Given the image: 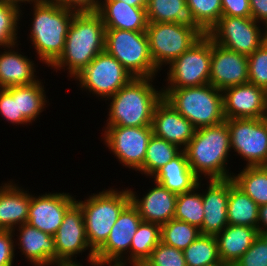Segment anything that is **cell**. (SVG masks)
I'll list each match as a JSON object with an SVG mask.
<instances>
[{
	"instance_id": "cell-39",
	"label": "cell",
	"mask_w": 267,
	"mask_h": 266,
	"mask_svg": "<svg viewBox=\"0 0 267 266\" xmlns=\"http://www.w3.org/2000/svg\"><path fill=\"white\" fill-rule=\"evenodd\" d=\"M248 82L267 89V44L263 42L248 56Z\"/></svg>"
},
{
	"instance_id": "cell-48",
	"label": "cell",
	"mask_w": 267,
	"mask_h": 266,
	"mask_svg": "<svg viewBox=\"0 0 267 266\" xmlns=\"http://www.w3.org/2000/svg\"><path fill=\"white\" fill-rule=\"evenodd\" d=\"M134 7H147L148 0H120Z\"/></svg>"
},
{
	"instance_id": "cell-16",
	"label": "cell",
	"mask_w": 267,
	"mask_h": 266,
	"mask_svg": "<svg viewBox=\"0 0 267 266\" xmlns=\"http://www.w3.org/2000/svg\"><path fill=\"white\" fill-rule=\"evenodd\" d=\"M222 95L225 119L267 117L265 90L252 83L226 88Z\"/></svg>"
},
{
	"instance_id": "cell-46",
	"label": "cell",
	"mask_w": 267,
	"mask_h": 266,
	"mask_svg": "<svg viewBox=\"0 0 267 266\" xmlns=\"http://www.w3.org/2000/svg\"><path fill=\"white\" fill-rule=\"evenodd\" d=\"M251 17L258 23H267V0H249Z\"/></svg>"
},
{
	"instance_id": "cell-22",
	"label": "cell",
	"mask_w": 267,
	"mask_h": 266,
	"mask_svg": "<svg viewBox=\"0 0 267 266\" xmlns=\"http://www.w3.org/2000/svg\"><path fill=\"white\" fill-rule=\"evenodd\" d=\"M97 13L105 28L146 31L148 27L146 7H134L120 0H104Z\"/></svg>"
},
{
	"instance_id": "cell-2",
	"label": "cell",
	"mask_w": 267,
	"mask_h": 266,
	"mask_svg": "<svg viewBox=\"0 0 267 266\" xmlns=\"http://www.w3.org/2000/svg\"><path fill=\"white\" fill-rule=\"evenodd\" d=\"M155 77H134L113 96L106 126L144 127L151 126L154 110L163 98L152 82Z\"/></svg>"
},
{
	"instance_id": "cell-26",
	"label": "cell",
	"mask_w": 267,
	"mask_h": 266,
	"mask_svg": "<svg viewBox=\"0 0 267 266\" xmlns=\"http://www.w3.org/2000/svg\"><path fill=\"white\" fill-rule=\"evenodd\" d=\"M258 233L255 227L227 225L215 236L220 260L234 266L253 244Z\"/></svg>"
},
{
	"instance_id": "cell-40",
	"label": "cell",
	"mask_w": 267,
	"mask_h": 266,
	"mask_svg": "<svg viewBox=\"0 0 267 266\" xmlns=\"http://www.w3.org/2000/svg\"><path fill=\"white\" fill-rule=\"evenodd\" d=\"M142 266H186L182 250L160 242Z\"/></svg>"
},
{
	"instance_id": "cell-15",
	"label": "cell",
	"mask_w": 267,
	"mask_h": 266,
	"mask_svg": "<svg viewBox=\"0 0 267 266\" xmlns=\"http://www.w3.org/2000/svg\"><path fill=\"white\" fill-rule=\"evenodd\" d=\"M142 221L138 210L130 202L117 218L106 242L95 252V259L108 266L128 265L133 236Z\"/></svg>"
},
{
	"instance_id": "cell-20",
	"label": "cell",
	"mask_w": 267,
	"mask_h": 266,
	"mask_svg": "<svg viewBox=\"0 0 267 266\" xmlns=\"http://www.w3.org/2000/svg\"><path fill=\"white\" fill-rule=\"evenodd\" d=\"M154 183L155 187L149 189L143 198L138 197V194L131 189L128 191L131 203L138 210L141 219L162 225L174 219L177 194L170 192L156 181Z\"/></svg>"
},
{
	"instance_id": "cell-42",
	"label": "cell",
	"mask_w": 267,
	"mask_h": 266,
	"mask_svg": "<svg viewBox=\"0 0 267 266\" xmlns=\"http://www.w3.org/2000/svg\"><path fill=\"white\" fill-rule=\"evenodd\" d=\"M234 266H267V245L258 236Z\"/></svg>"
},
{
	"instance_id": "cell-3",
	"label": "cell",
	"mask_w": 267,
	"mask_h": 266,
	"mask_svg": "<svg viewBox=\"0 0 267 266\" xmlns=\"http://www.w3.org/2000/svg\"><path fill=\"white\" fill-rule=\"evenodd\" d=\"M184 151L190 168L199 179L204 175L209 180H225L234 174L226 169L231 151L226 120L218 125L196 129Z\"/></svg>"
},
{
	"instance_id": "cell-5",
	"label": "cell",
	"mask_w": 267,
	"mask_h": 266,
	"mask_svg": "<svg viewBox=\"0 0 267 266\" xmlns=\"http://www.w3.org/2000/svg\"><path fill=\"white\" fill-rule=\"evenodd\" d=\"M163 98L196 129L218 125L226 119L220 89L206 84L185 88H162Z\"/></svg>"
},
{
	"instance_id": "cell-49",
	"label": "cell",
	"mask_w": 267,
	"mask_h": 266,
	"mask_svg": "<svg viewBox=\"0 0 267 266\" xmlns=\"http://www.w3.org/2000/svg\"><path fill=\"white\" fill-rule=\"evenodd\" d=\"M36 0H0V3H8L14 6H17L18 8H20V6H22L23 4L21 3H33ZM20 4V5H19Z\"/></svg>"
},
{
	"instance_id": "cell-14",
	"label": "cell",
	"mask_w": 267,
	"mask_h": 266,
	"mask_svg": "<svg viewBox=\"0 0 267 266\" xmlns=\"http://www.w3.org/2000/svg\"><path fill=\"white\" fill-rule=\"evenodd\" d=\"M56 262H73L76 254L90 250L88 263L92 266H104L95 259V252L90 248L86 235L81 207L75 202L65 213L63 222L54 235Z\"/></svg>"
},
{
	"instance_id": "cell-19",
	"label": "cell",
	"mask_w": 267,
	"mask_h": 266,
	"mask_svg": "<svg viewBox=\"0 0 267 266\" xmlns=\"http://www.w3.org/2000/svg\"><path fill=\"white\" fill-rule=\"evenodd\" d=\"M155 136L184 150L193 138L196 128L164 98L157 104L151 123Z\"/></svg>"
},
{
	"instance_id": "cell-4",
	"label": "cell",
	"mask_w": 267,
	"mask_h": 266,
	"mask_svg": "<svg viewBox=\"0 0 267 266\" xmlns=\"http://www.w3.org/2000/svg\"><path fill=\"white\" fill-rule=\"evenodd\" d=\"M32 4L31 44L40 61L50 67L63 53L69 26L77 12L53 0H36Z\"/></svg>"
},
{
	"instance_id": "cell-21",
	"label": "cell",
	"mask_w": 267,
	"mask_h": 266,
	"mask_svg": "<svg viewBox=\"0 0 267 266\" xmlns=\"http://www.w3.org/2000/svg\"><path fill=\"white\" fill-rule=\"evenodd\" d=\"M207 183L208 190L202 194L204 219L200 233L216 236L228 225L229 179L209 180Z\"/></svg>"
},
{
	"instance_id": "cell-23",
	"label": "cell",
	"mask_w": 267,
	"mask_h": 266,
	"mask_svg": "<svg viewBox=\"0 0 267 266\" xmlns=\"http://www.w3.org/2000/svg\"><path fill=\"white\" fill-rule=\"evenodd\" d=\"M19 242L16 244L25 259L33 266H49L56 262L54 236L31 226L28 223L20 225Z\"/></svg>"
},
{
	"instance_id": "cell-25",
	"label": "cell",
	"mask_w": 267,
	"mask_h": 266,
	"mask_svg": "<svg viewBox=\"0 0 267 266\" xmlns=\"http://www.w3.org/2000/svg\"><path fill=\"white\" fill-rule=\"evenodd\" d=\"M152 178L177 195L193 190L201 180L190 168L184 150L158 169Z\"/></svg>"
},
{
	"instance_id": "cell-47",
	"label": "cell",
	"mask_w": 267,
	"mask_h": 266,
	"mask_svg": "<svg viewBox=\"0 0 267 266\" xmlns=\"http://www.w3.org/2000/svg\"><path fill=\"white\" fill-rule=\"evenodd\" d=\"M258 232L267 231V204L259 206Z\"/></svg>"
},
{
	"instance_id": "cell-37",
	"label": "cell",
	"mask_w": 267,
	"mask_h": 266,
	"mask_svg": "<svg viewBox=\"0 0 267 266\" xmlns=\"http://www.w3.org/2000/svg\"><path fill=\"white\" fill-rule=\"evenodd\" d=\"M21 8L17 6L0 3V47L7 48L17 44V35ZM21 15V16H20ZM18 27V28H17Z\"/></svg>"
},
{
	"instance_id": "cell-52",
	"label": "cell",
	"mask_w": 267,
	"mask_h": 266,
	"mask_svg": "<svg viewBox=\"0 0 267 266\" xmlns=\"http://www.w3.org/2000/svg\"><path fill=\"white\" fill-rule=\"evenodd\" d=\"M258 236L265 242V244L267 245V231L265 232H259Z\"/></svg>"
},
{
	"instance_id": "cell-44",
	"label": "cell",
	"mask_w": 267,
	"mask_h": 266,
	"mask_svg": "<svg viewBox=\"0 0 267 266\" xmlns=\"http://www.w3.org/2000/svg\"><path fill=\"white\" fill-rule=\"evenodd\" d=\"M222 15L251 17L249 0H221Z\"/></svg>"
},
{
	"instance_id": "cell-18",
	"label": "cell",
	"mask_w": 267,
	"mask_h": 266,
	"mask_svg": "<svg viewBox=\"0 0 267 266\" xmlns=\"http://www.w3.org/2000/svg\"><path fill=\"white\" fill-rule=\"evenodd\" d=\"M210 84L221 91L248 82V57L212 41Z\"/></svg>"
},
{
	"instance_id": "cell-30",
	"label": "cell",
	"mask_w": 267,
	"mask_h": 266,
	"mask_svg": "<svg viewBox=\"0 0 267 266\" xmlns=\"http://www.w3.org/2000/svg\"><path fill=\"white\" fill-rule=\"evenodd\" d=\"M160 242L161 225L142 221L133 236L128 263L132 266H142Z\"/></svg>"
},
{
	"instance_id": "cell-10",
	"label": "cell",
	"mask_w": 267,
	"mask_h": 266,
	"mask_svg": "<svg viewBox=\"0 0 267 266\" xmlns=\"http://www.w3.org/2000/svg\"><path fill=\"white\" fill-rule=\"evenodd\" d=\"M133 78L117 59L103 51L79 72L74 80L80 82L81 89L106 100Z\"/></svg>"
},
{
	"instance_id": "cell-7",
	"label": "cell",
	"mask_w": 267,
	"mask_h": 266,
	"mask_svg": "<svg viewBox=\"0 0 267 266\" xmlns=\"http://www.w3.org/2000/svg\"><path fill=\"white\" fill-rule=\"evenodd\" d=\"M105 51L133 77H155L159 71L149 52L145 31L105 28Z\"/></svg>"
},
{
	"instance_id": "cell-9",
	"label": "cell",
	"mask_w": 267,
	"mask_h": 266,
	"mask_svg": "<svg viewBox=\"0 0 267 266\" xmlns=\"http://www.w3.org/2000/svg\"><path fill=\"white\" fill-rule=\"evenodd\" d=\"M212 40L206 35L169 65L167 86L185 88L210 83Z\"/></svg>"
},
{
	"instance_id": "cell-50",
	"label": "cell",
	"mask_w": 267,
	"mask_h": 266,
	"mask_svg": "<svg viewBox=\"0 0 267 266\" xmlns=\"http://www.w3.org/2000/svg\"><path fill=\"white\" fill-rule=\"evenodd\" d=\"M52 265L54 266H83L82 264L80 265V262L77 263V261L73 262H54Z\"/></svg>"
},
{
	"instance_id": "cell-27",
	"label": "cell",
	"mask_w": 267,
	"mask_h": 266,
	"mask_svg": "<svg viewBox=\"0 0 267 266\" xmlns=\"http://www.w3.org/2000/svg\"><path fill=\"white\" fill-rule=\"evenodd\" d=\"M148 23H177L195 29L202 37L207 32L196 22L186 0H148Z\"/></svg>"
},
{
	"instance_id": "cell-38",
	"label": "cell",
	"mask_w": 267,
	"mask_h": 266,
	"mask_svg": "<svg viewBox=\"0 0 267 266\" xmlns=\"http://www.w3.org/2000/svg\"><path fill=\"white\" fill-rule=\"evenodd\" d=\"M196 22L208 33L222 16L221 0H186Z\"/></svg>"
},
{
	"instance_id": "cell-43",
	"label": "cell",
	"mask_w": 267,
	"mask_h": 266,
	"mask_svg": "<svg viewBox=\"0 0 267 266\" xmlns=\"http://www.w3.org/2000/svg\"><path fill=\"white\" fill-rule=\"evenodd\" d=\"M13 231L0 230V266H13L16 245L13 241Z\"/></svg>"
},
{
	"instance_id": "cell-12",
	"label": "cell",
	"mask_w": 267,
	"mask_h": 266,
	"mask_svg": "<svg viewBox=\"0 0 267 266\" xmlns=\"http://www.w3.org/2000/svg\"><path fill=\"white\" fill-rule=\"evenodd\" d=\"M230 147L247 161L246 166H267V117L226 119Z\"/></svg>"
},
{
	"instance_id": "cell-32",
	"label": "cell",
	"mask_w": 267,
	"mask_h": 266,
	"mask_svg": "<svg viewBox=\"0 0 267 266\" xmlns=\"http://www.w3.org/2000/svg\"><path fill=\"white\" fill-rule=\"evenodd\" d=\"M181 151L182 149L177 145L153 134L147 145L144 163L137 171L151 178L158 169L166 165Z\"/></svg>"
},
{
	"instance_id": "cell-24",
	"label": "cell",
	"mask_w": 267,
	"mask_h": 266,
	"mask_svg": "<svg viewBox=\"0 0 267 266\" xmlns=\"http://www.w3.org/2000/svg\"><path fill=\"white\" fill-rule=\"evenodd\" d=\"M4 184V185H3ZM0 186V230L15 231L27 223L32 194L9 181Z\"/></svg>"
},
{
	"instance_id": "cell-36",
	"label": "cell",
	"mask_w": 267,
	"mask_h": 266,
	"mask_svg": "<svg viewBox=\"0 0 267 266\" xmlns=\"http://www.w3.org/2000/svg\"><path fill=\"white\" fill-rule=\"evenodd\" d=\"M183 253L186 266H207L220 260L215 236L200 234Z\"/></svg>"
},
{
	"instance_id": "cell-54",
	"label": "cell",
	"mask_w": 267,
	"mask_h": 266,
	"mask_svg": "<svg viewBox=\"0 0 267 266\" xmlns=\"http://www.w3.org/2000/svg\"><path fill=\"white\" fill-rule=\"evenodd\" d=\"M265 93H266V103H267V89L265 90Z\"/></svg>"
},
{
	"instance_id": "cell-28",
	"label": "cell",
	"mask_w": 267,
	"mask_h": 266,
	"mask_svg": "<svg viewBox=\"0 0 267 266\" xmlns=\"http://www.w3.org/2000/svg\"><path fill=\"white\" fill-rule=\"evenodd\" d=\"M14 47L9 46L0 54V88L29 85L38 81L33 61L16 52Z\"/></svg>"
},
{
	"instance_id": "cell-11",
	"label": "cell",
	"mask_w": 267,
	"mask_h": 266,
	"mask_svg": "<svg viewBox=\"0 0 267 266\" xmlns=\"http://www.w3.org/2000/svg\"><path fill=\"white\" fill-rule=\"evenodd\" d=\"M252 17L222 15L207 36L216 44L249 56L263 42V28Z\"/></svg>"
},
{
	"instance_id": "cell-45",
	"label": "cell",
	"mask_w": 267,
	"mask_h": 266,
	"mask_svg": "<svg viewBox=\"0 0 267 266\" xmlns=\"http://www.w3.org/2000/svg\"><path fill=\"white\" fill-rule=\"evenodd\" d=\"M77 13L98 12L102 0H53Z\"/></svg>"
},
{
	"instance_id": "cell-17",
	"label": "cell",
	"mask_w": 267,
	"mask_h": 266,
	"mask_svg": "<svg viewBox=\"0 0 267 266\" xmlns=\"http://www.w3.org/2000/svg\"><path fill=\"white\" fill-rule=\"evenodd\" d=\"M76 202L69 193H45L31 196L27 223L54 236L67 210Z\"/></svg>"
},
{
	"instance_id": "cell-41",
	"label": "cell",
	"mask_w": 267,
	"mask_h": 266,
	"mask_svg": "<svg viewBox=\"0 0 267 266\" xmlns=\"http://www.w3.org/2000/svg\"><path fill=\"white\" fill-rule=\"evenodd\" d=\"M0 115L14 125L30 124L23 115H18L17 86L0 88Z\"/></svg>"
},
{
	"instance_id": "cell-31",
	"label": "cell",
	"mask_w": 267,
	"mask_h": 266,
	"mask_svg": "<svg viewBox=\"0 0 267 266\" xmlns=\"http://www.w3.org/2000/svg\"><path fill=\"white\" fill-rule=\"evenodd\" d=\"M231 179L258 206L267 204V166H245Z\"/></svg>"
},
{
	"instance_id": "cell-29",
	"label": "cell",
	"mask_w": 267,
	"mask_h": 266,
	"mask_svg": "<svg viewBox=\"0 0 267 266\" xmlns=\"http://www.w3.org/2000/svg\"><path fill=\"white\" fill-rule=\"evenodd\" d=\"M228 225H242L257 228L259 206L229 179L227 207Z\"/></svg>"
},
{
	"instance_id": "cell-34",
	"label": "cell",
	"mask_w": 267,
	"mask_h": 266,
	"mask_svg": "<svg viewBox=\"0 0 267 266\" xmlns=\"http://www.w3.org/2000/svg\"><path fill=\"white\" fill-rule=\"evenodd\" d=\"M201 180L193 190L177 195L174 219L187 222L190 225L202 228L204 209L202 194L196 191L201 188Z\"/></svg>"
},
{
	"instance_id": "cell-51",
	"label": "cell",
	"mask_w": 267,
	"mask_h": 266,
	"mask_svg": "<svg viewBox=\"0 0 267 266\" xmlns=\"http://www.w3.org/2000/svg\"><path fill=\"white\" fill-rule=\"evenodd\" d=\"M207 266H233V265H231L229 263H226V262H224L222 260H219V261H217L215 263H212V264H209Z\"/></svg>"
},
{
	"instance_id": "cell-33",
	"label": "cell",
	"mask_w": 267,
	"mask_h": 266,
	"mask_svg": "<svg viewBox=\"0 0 267 266\" xmlns=\"http://www.w3.org/2000/svg\"><path fill=\"white\" fill-rule=\"evenodd\" d=\"M41 81L17 86L18 115H23L30 123L44 111L47 99Z\"/></svg>"
},
{
	"instance_id": "cell-35",
	"label": "cell",
	"mask_w": 267,
	"mask_h": 266,
	"mask_svg": "<svg viewBox=\"0 0 267 266\" xmlns=\"http://www.w3.org/2000/svg\"><path fill=\"white\" fill-rule=\"evenodd\" d=\"M200 229L187 222L171 219L161 225V242L184 251L200 235Z\"/></svg>"
},
{
	"instance_id": "cell-13",
	"label": "cell",
	"mask_w": 267,
	"mask_h": 266,
	"mask_svg": "<svg viewBox=\"0 0 267 266\" xmlns=\"http://www.w3.org/2000/svg\"><path fill=\"white\" fill-rule=\"evenodd\" d=\"M152 135L151 126H107L102 136L105 145L119 162L126 168L137 171L144 163L147 145Z\"/></svg>"
},
{
	"instance_id": "cell-53",
	"label": "cell",
	"mask_w": 267,
	"mask_h": 266,
	"mask_svg": "<svg viewBox=\"0 0 267 266\" xmlns=\"http://www.w3.org/2000/svg\"><path fill=\"white\" fill-rule=\"evenodd\" d=\"M263 26L266 27L265 29H263V33H264V42L267 44V23L264 24Z\"/></svg>"
},
{
	"instance_id": "cell-6",
	"label": "cell",
	"mask_w": 267,
	"mask_h": 266,
	"mask_svg": "<svg viewBox=\"0 0 267 266\" xmlns=\"http://www.w3.org/2000/svg\"><path fill=\"white\" fill-rule=\"evenodd\" d=\"M130 202L128 188L104 189L84 201L76 200L83 212L88 244L94 252L106 242L117 218Z\"/></svg>"
},
{
	"instance_id": "cell-8",
	"label": "cell",
	"mask_w": 267,
	"mask_h": 266,
	"mask_svg": "<svg viewBox=\"0 0 267 266\" xmlns=\"http://www.w3.org/2000/svg\"><path fill=\"white\" fill-rule=\"evenodd\" d=\"M149 52L158 70L170 65L189 50L202 36L193 28L177 23H148L146 29Z\"/></svg>"
},
{
	"instance_id": "cell-1",
	"label": "cell",
	"mask_w": 267,
	"mask_h": 266,
	"mask_svg": "<svg viewBox=\"0 0 267 266\" xmlns=\"http://www.w3.org/2000/svg\"><path fill=\"white\" fill-rule=\"evenodd\" d=\"M105 25L97 12L76 13L69 26L62 55L51 66L66 69L74 78L105 51Z\"/></svg>"
}]
</instances>
